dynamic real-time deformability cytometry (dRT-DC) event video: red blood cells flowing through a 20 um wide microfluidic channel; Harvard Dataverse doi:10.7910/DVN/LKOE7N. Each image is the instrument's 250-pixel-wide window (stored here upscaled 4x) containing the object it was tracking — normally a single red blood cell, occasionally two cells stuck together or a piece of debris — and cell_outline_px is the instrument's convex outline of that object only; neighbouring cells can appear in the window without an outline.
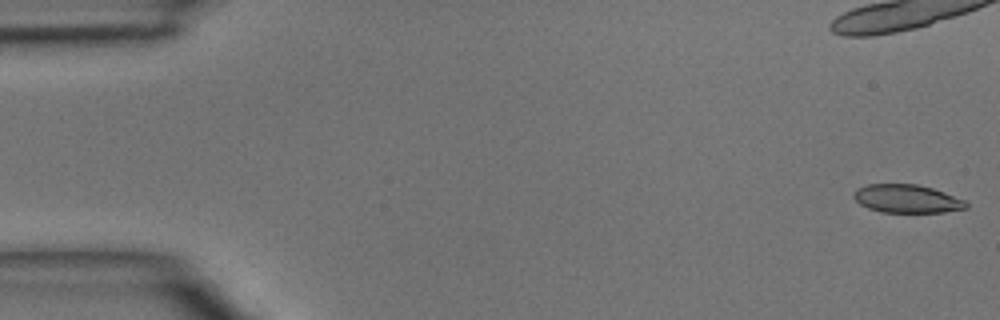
{"species": "common noctule bat (a hibernating species)", "species_latin": "Nyctalus noctula", "temperature_condition": "room temperature", "stored_images_in_passage": 17, "camera_frame_rate_fps": 3000, "um_per_image_px": 0.085, "animal": {"sex": "male", "body_mass_g": 15.6}, "frame": {"image": 1, "passage_image": 1, "time_ms": 0.0, "image_size_px": [1000, 320], "cell_outline_px": [[968, 208], [944, 212], [880, 212], [868, 208], [860, 204], [852, 196], [856, 188], [868, 184], [916, 184], [932, 188], [944, 192], [964, 200], [968, 204]], "centroid_in_image_um": [77.07, 16.89], "position_along_channel_um": 7.9, "area_um2": 18.5}}